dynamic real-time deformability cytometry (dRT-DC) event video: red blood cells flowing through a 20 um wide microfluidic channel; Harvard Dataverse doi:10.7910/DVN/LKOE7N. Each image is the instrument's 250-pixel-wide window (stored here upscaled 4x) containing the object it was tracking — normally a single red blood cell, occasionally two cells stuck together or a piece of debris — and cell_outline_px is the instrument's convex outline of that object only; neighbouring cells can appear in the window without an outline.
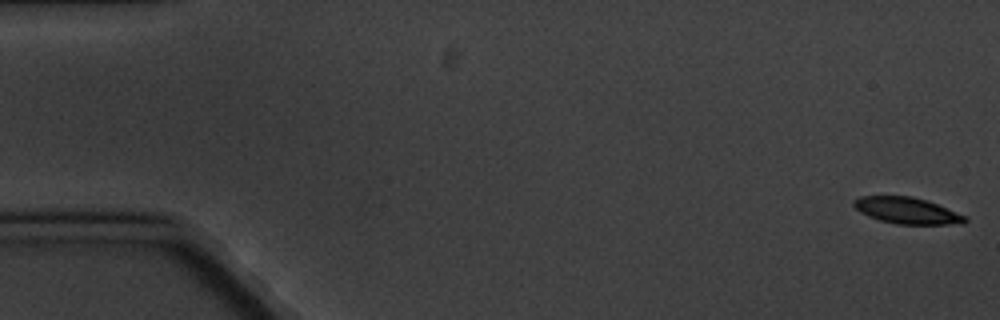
{"species": "common noctule bat (a hibernating species)", "species_latin": "Nyctalus noctula", "temperature_condition": "cold", "stored_images_in_passage": 6, "camera_frame_rate_fps": 3000, "um_per_image_px": 0.085, "animal": {"sex": "male", "body_mass_g": 20.1, "forearm_length_mm": 53.5}, "frame": {"image": 1, "passage_image": 1, "time_ms": 0.0, "image_size_px": [1000, 320], "cell_outline_px": [[968, 220], [964, 224], [896, 224], [880, 220], [868, 216], [860, 212], [852, 204], [852, 200], [860, 196], [912, 196], [936, 204], [968, 216]], "centroid_in_image_um": [77.1, 17.9], "position_along_channel_um": 7.9, "area_um2": 17.11}}
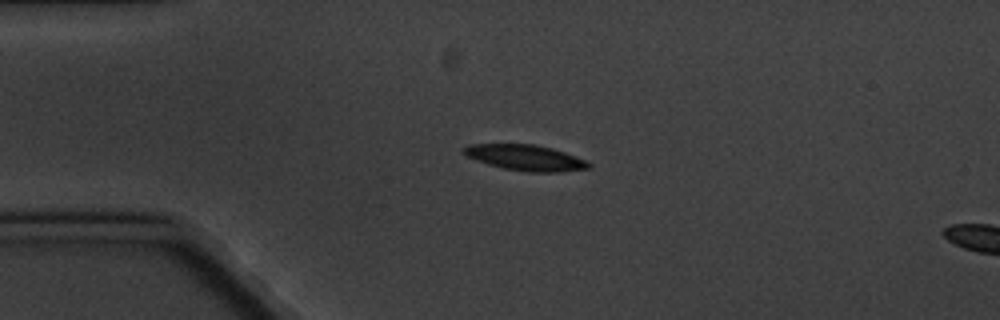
{"frame": {"image": 2, "passage_image": 4, "time_ms": 4.333, "image_size_px": [1000, 320], "cell_outline_px": [[592, 168], [560, 172], [528, 172], [504, 168], [488, 164], [476, 160], [468, 156], [460, 148], [468, 144], [532, 144], [552, 148], [564, 152], [584, 160], [592, 164]], "centroid_in_image_um": [44.66, 13.4], "position_along_channel_um": 40.3, "area_um2": 18.67}}